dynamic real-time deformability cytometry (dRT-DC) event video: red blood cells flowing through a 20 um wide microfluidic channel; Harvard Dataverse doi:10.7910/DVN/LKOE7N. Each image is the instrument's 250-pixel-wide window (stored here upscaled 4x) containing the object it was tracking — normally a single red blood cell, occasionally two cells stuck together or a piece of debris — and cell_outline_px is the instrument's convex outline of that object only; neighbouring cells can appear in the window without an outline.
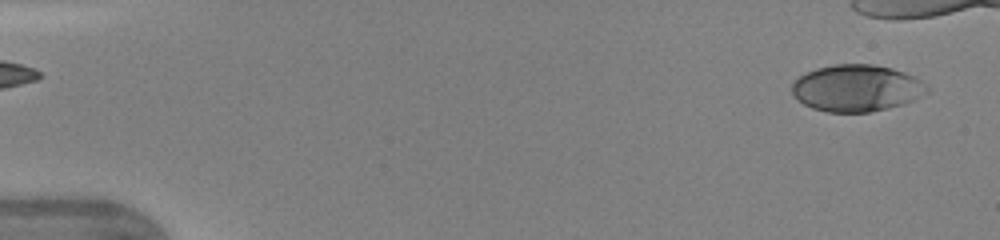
{"species": "human", "species_latin": "Homo sapiens", "temperature_condition": "warm", "stored_images_in_passage": 37, "camera_frame_rate_fps": 3000, "um_per_image_px": 0.085, "donor": {"sex": "female"}, "frame": {"image": 1, "passage_image": 2, "time_ms": 0.333, "image_size_px": [1000, 240], "cell_outline_px": [[928, 92], [912, 100], [888, 108], [868, 112], [828, 112], [812, 108], [804, 104], [792, 92], [792, 84], [804, 72], [816, 68], [832, 64], [872, 64], [892, 68], [916, 76], [928, 88]], "centroid_in_image_um": [72.8, 7.47], "position_along_channel_um": 12.2, "area_um2": 36.65}}
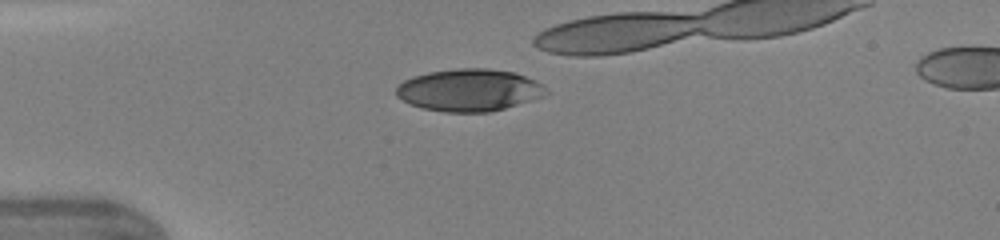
{"frame": {"image": 2, "passage_image": 12, "time_ms": 3.667, "image_size_px": [1000, 240], "cell_outline_px": [[548, 92], [544, 96], [532, 100], [504, 108], [488, 112], [444, 112], [420, 108], [396, 96], [396, 88], [404, 80], [412, 76], [428, 72], [456, 68], [488, 68], [512, 72], [536, 80]], "centroid_in_image_um": [39.86, 7.65], "position_along_channel_um": 45.1, "area_um2": 36.76}}
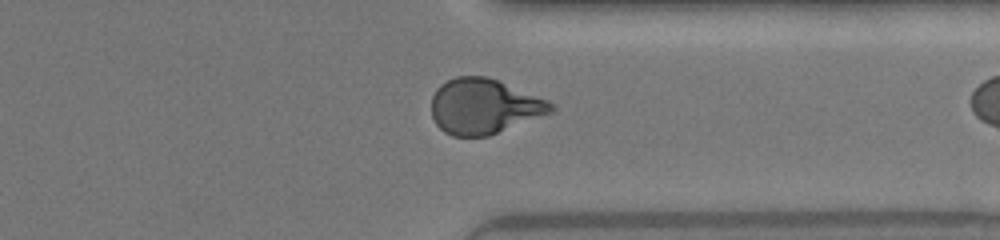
{"frame": {"image": 3, "passage_image": 36, "time_ms": 11.667, "image_size_px": [1000, 240], "cell_outline_px": [[556, 108], [552, 112], [488, 136], [452, 136], [444, 132], [436, 124], [432, 116], [432, 96], [436, 88], [440, 84], [456, 76], [488, 76], [548, 100]], "centroid_in_image_um": [41.12, 9.03], "position_along_channel_um": 370.3, "area_um2": 38.38}}